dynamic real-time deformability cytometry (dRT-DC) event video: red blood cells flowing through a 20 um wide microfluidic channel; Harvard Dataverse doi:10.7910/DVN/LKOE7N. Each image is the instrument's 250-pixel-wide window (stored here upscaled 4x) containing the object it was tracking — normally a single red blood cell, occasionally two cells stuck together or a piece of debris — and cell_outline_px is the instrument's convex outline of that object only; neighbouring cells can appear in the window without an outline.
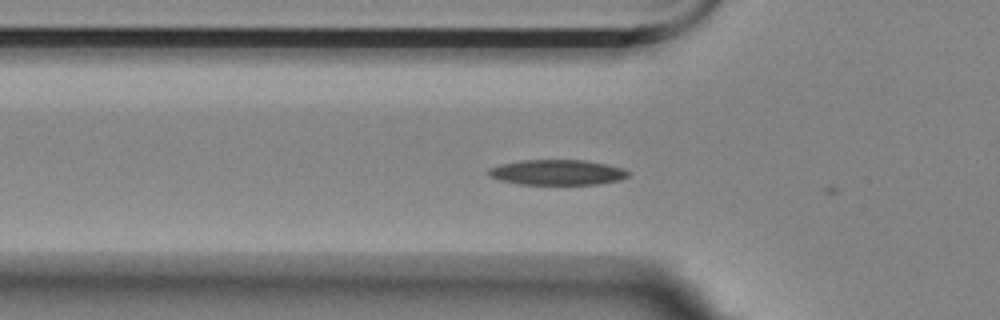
{"species": "Egyptian fruit bat (a non-hibernating species)", "species_latin": "Rousettus aegyptiacus", "temperature_condition": "room temperature", "stored_images_in_passage": 5, "camera_frame_rate_fps": 3000, "um_per_image_px": 0.085, "animal": {"sex": "female"}, "frame": {"image": 1, "passage_image": 4, "time_ms": 1.0, "image_size_px": [1000, 320], "cell_outline_px": [[632, 172], [628, 176], [620, 180], [596, 184], [520, 184], [500, 180], [488, 176], [488, 168], [500, 164], [520, 160], [584, 160], [624, 168]], "centroid_in_image_um": [47.36, 14.64], "position_along_channel_um": 78.4, "area_um2": 20.63}}